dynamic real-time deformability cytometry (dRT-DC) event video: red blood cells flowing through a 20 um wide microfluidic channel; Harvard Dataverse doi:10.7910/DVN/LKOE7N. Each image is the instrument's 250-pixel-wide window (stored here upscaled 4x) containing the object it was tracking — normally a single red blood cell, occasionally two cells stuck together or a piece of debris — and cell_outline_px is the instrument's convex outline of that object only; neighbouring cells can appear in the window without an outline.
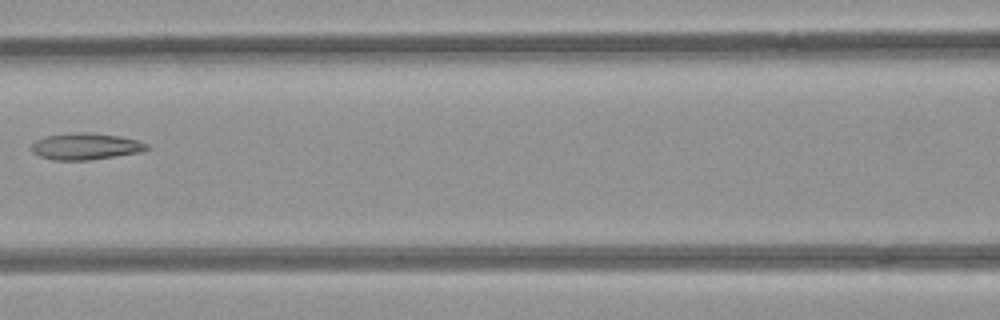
{"species": "common noctule bat (a hibernating species)", "species_latin": "Nyctalus noctula", "temperature_condition": "room temperature", "stored_images_in_passage": 7, "camera_frame_rate_fps": 3000, "um_per_image_px": 0.085, "animal": {"sex": "female", "body_mass_g": 21.9}, "frame": {"image": 1, "passage_image": 7, "time_ms": 2.0, "image_size_px": [1000, 320], "cell_outline_px": [[148, 148], [140, 152], [116, 156], [88, 160], [56, 160], [40, 156], [32, 152], [32, 144], [36, 140], [44, 136], [72, 132], [92, 132], [120, 136], [136, 140], [148, 144]], "centroid_in_image_um": [7.26, 12.43], "position_along_channel_um": 159.3, "area_um2": 17.86}}